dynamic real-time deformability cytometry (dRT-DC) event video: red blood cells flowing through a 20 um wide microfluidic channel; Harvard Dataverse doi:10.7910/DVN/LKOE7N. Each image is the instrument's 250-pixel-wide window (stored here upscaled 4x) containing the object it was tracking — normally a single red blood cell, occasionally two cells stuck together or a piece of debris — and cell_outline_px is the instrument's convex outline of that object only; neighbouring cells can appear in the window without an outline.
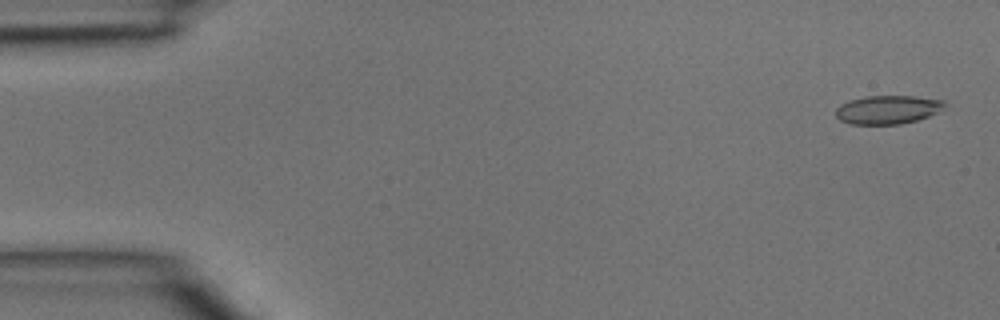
{"species": "common noctule bat (a hibernating species)", "species_latin": "Nyctalus noctula", "temperature_condition": "room temperature", "stored_images_in_passage": 4, "camera_frame_rate_fps": 3000, "um_per_image_px": 0.085, "animal": {"sex": "male", "body_mass_g": 15.6}, "frame": {"image": 1, "passage_image": 1, "time_ms": 0.0, "image_size_px": [1000, 320], "cell_outline_px": [[948, 104], [944, 108], [928, 116], [916, 120], [900, 124], [848, 124], [840, 120], [836, 116], [836, 108], [840, 104], [852, 100], [868, 96], [916, 96], [944, 100]], "centroid_in_image_um": [75.47, 9.32], "position_along_channel_um": 9.5, "area_um2": 18.09}}